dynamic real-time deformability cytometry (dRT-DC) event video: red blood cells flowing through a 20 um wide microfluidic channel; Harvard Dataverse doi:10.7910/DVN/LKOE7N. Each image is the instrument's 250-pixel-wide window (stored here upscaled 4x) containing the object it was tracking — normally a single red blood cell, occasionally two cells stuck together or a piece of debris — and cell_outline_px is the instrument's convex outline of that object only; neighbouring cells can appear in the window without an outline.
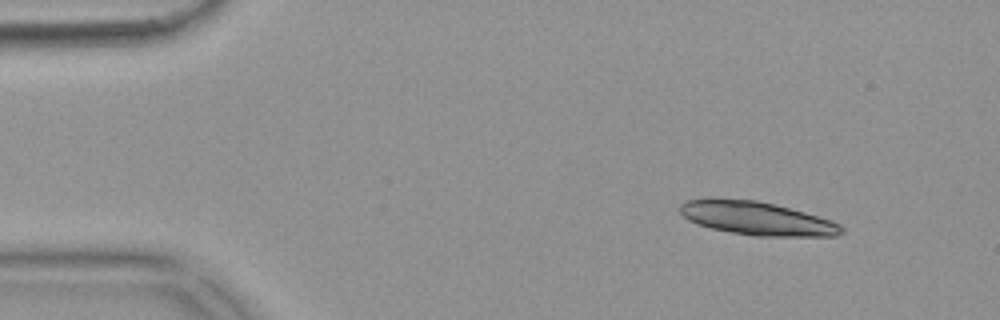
{"species": "common noctule bat (a hibernating species)", "species_latin": "Nyctalus noctula", "temperature_condition": "warm", "stored_images_in_passage": 6, "camera_frame_rate_fps": 3000, "um_per_image_px": 0.085, "animal": {"sex": "female", "body_mass_g": 18.4}, "frame": {"image": 1, "passage_image": 1, "time_ms": 0.0, "image_size_px": [1000, 320], "cell_outline_px": [[844, 232], [836, 236], [752, 236], [712, 228], [696, 224], [688, 220], [680, 212], [680, 204], [688, 200], [708, 196], [712, 196], [756, 200], [804, 212], [832, 220], [840, 224], [844, 228]], "centroid_in_image_um": [64.28, 18.54], "position_along_channel_um": 20.7, "area_um2": 31.85}}